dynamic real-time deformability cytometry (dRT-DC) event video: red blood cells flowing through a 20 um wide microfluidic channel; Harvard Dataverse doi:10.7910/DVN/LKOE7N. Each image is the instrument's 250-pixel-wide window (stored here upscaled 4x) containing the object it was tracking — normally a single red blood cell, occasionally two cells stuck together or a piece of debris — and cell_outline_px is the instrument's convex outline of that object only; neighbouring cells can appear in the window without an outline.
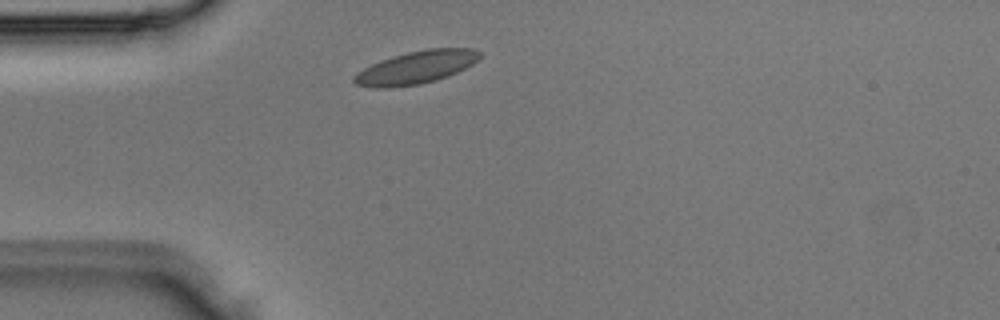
{"species": "Egyptian fruit bat (a non-hibernating species)", "species_latin": "Rousettus aegyptiacus", "temperature_condition": "room temperature", "stored_images_in_passage": 3, "camera_frame_rate_fps": 3000, "um_per_image_px": 0.085, "animal": {"sex": "male"}, "frame": {"image": 1, "passage_image": 3, "time_ms": 0.667, "image_size_px": [1000, 320], "cell_outline_px": [[480, 56], [472, 64], [448, 76], [436, 80], [420, 84], [384, 88], [376, 88], [356, 84], [352, 80], [352, 76], [356, 72], [380, 60], [408, 52], [428, 48], [472, 48], [480, 52]], "centroid_in_image_um": [35.33, 5.73], "position_along_channel_um": 49.7, "area_um2": 23.81}}